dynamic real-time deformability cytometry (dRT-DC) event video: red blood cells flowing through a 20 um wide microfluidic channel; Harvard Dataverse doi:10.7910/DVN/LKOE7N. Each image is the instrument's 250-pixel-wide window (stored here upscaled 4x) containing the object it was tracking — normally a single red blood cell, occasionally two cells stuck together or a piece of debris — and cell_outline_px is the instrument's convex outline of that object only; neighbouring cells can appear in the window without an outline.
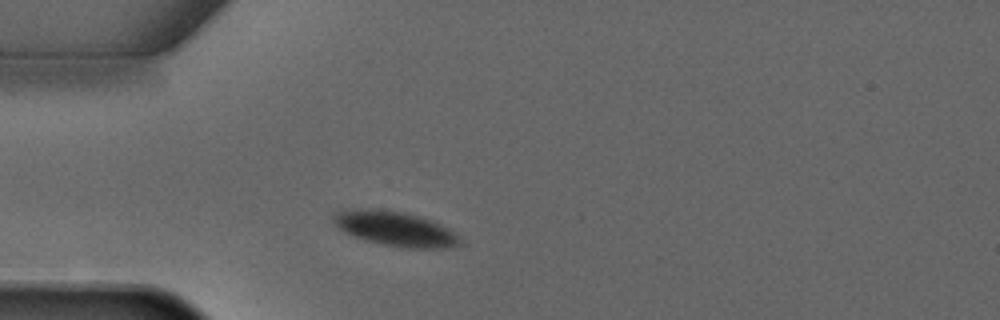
{"species": "common noctule bat (a hibernating species)", "species_latin": "Nyctalus noctula", "temperature_condition": "warm", "stored_images_in_passage": 3, "camera_frame_rate_fps": 3000, "um_per_image_px": 0.085, "animal": {"sex": "male", "forearm_length_mm": 52.5}, "frame": {"image": 1, "passage_image": 3, "time_ms": 3.667, "image_size_px": [1000, 320], "cell_outline_px": [[460, 244], [452, 248], [408, 248], [384, 244], [352, 236], [344, 232], [332, 220], [332, 216], [336, 212], [400, 212], [416, 216], [440, 224], [448, 228], [460, 236]], "centroid_in_image_um": [33.71, 19.52], "position_along_channel_um": 51.3, "area_um2": 24.04}}